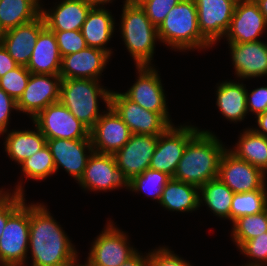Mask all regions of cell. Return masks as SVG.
Segmentation results:
<instances>
[{
  "label": "cell",
  "instance_id": "obj_4",
  "mask_svg": "<svg viewBox=\"0 0 267 266\" xmlns=\"http://www.w3.org/2000/svg\"><path fill=\"white\" fill-rule=\"evenodd\" d=\"M111 91L106 89L100 80L95 79H62L60 85V102L83 124L91 129L105 109L99 111V100L105 108L110 107ZM101 98V99H98Z\"/></svg>",
  "mask_w": 267,
  "mask_h": 266
},
{
  "label": "cell",
  "instance_id": "obj_21",
  "mask_svg": "<svg viewBox=\"0 0 267 266\" xmlns=\"http://www.w3.org/2000/svg\"><path fill=\"white\" fill-rule=\"evenodd\" d=\"M230 48L232 64L239 79L246 80L267 76V43L253 41L246 43H227Z\"/></svg>",
  "mask_w": 267,
  "mask_h": 266
},
{
  "label": "cell",
  "instance_id": "obj_28",
  "mask_svg": "<svg viewBox=\"0 0 267 266\" xmlns=\"http://www.w3.org/2000/svg\"><path fill=\"white\" fill-rule=\"evenodd\" d=\"M159 204L172 212H195L200 207L199 187L171 178L163 189Z\"/></svg>",
  "mask_w": 267,
  "mask_h": 266
},
{
  "label": "cell",
  "instance_id": "obj_35",
  "mask_svg": "<svg viewBox=\"0 0 267 266\" xmlns=\"http://www.w3.org/2000/svg\"><path fill=\"white\" fill-rule=\"evenodd\" d=\"M19 165L25 179L41 181L56 173L54 159L47 145Z\"/></svg>",
  "mask_w": 267,
  "mask_h": 266
},
{
  "label": "cell",
  "instance_id": "obj_16",
  "mask_svg": "<svg viewBox=\"0 0 267 266\" xmlns=\"http://www.w3.org/2000/svg\"><path fill=\"white\" fill-rule=\"evenodd\" d=\"M238 0H194L201 34L214 46L225 37Z\"/></svg>",
  "mask_w": 267,
  "mask_h": 266
},
{
  "label": "cell",
  "instance_id": "obj_45",
  "mask_svg": "<svg viewBox=\"0 0 267 266\" xmlns=\"http://www.w3.org/2000/svg\"><path fill=\"white\" fill-rule=\"evenodd\" d=\"M138 251L133 257L124 262L121 266H149V252L145 255Z\"/></svg>",
  "mask_w": 267,
  "mask_h": 266
},
{
  "label": "cell",
  "instance_id": "obj_1",
  "mask_svg": "<svg viewBox=\"0 0 267 266\" xmlns=\"http://www.w3.org/2000/svg\"><path fill=\"white\" fill-rule=\"evenodd\" d=\"M31 266H71L79 252L44 203L30 204Z\"/></svg>",
  "mask_w": 267,
  "mask_h": 266
},
{
  "label": "cell",
  "instance_id": "obj_3",
  "mask_svg": "<svg viewBox=\"0 0 267 266\" xmlns=\"http://www.w3.org/2000/svg\"><path fill=\"white\" fill-rule=\"evenodd\" d=\"M157 29L159 41L174 51H201L213 47L201 34L194 0H181Z\"/></svg>",
  "mask_w": 267,
  "mask_h": 266
},
{
  "label": "cell",
  "instance_id": "obj_13",
  "mask_svg": "<svg viewBox=\"0 0 267 266\" xmlns=\"http://www.w3.org/2000/svg\"><path fill=\"white\" fill-rule=\"evenodd\" d=\"M158 142V135L132 134L128 142L113 156L127 183L149 169Z\"/></svg>",
  "mask_w": 267,
  "mask_h": 266
},
{
  "label": "cell",
  "instance_id": "obj_46",
  "mask_svg": "<svg viewBox=\"0 0 267 266\" xmlns=\"http://www.w3.org/2000/svg\"><path fill=\"white\" fill-rule=\"evenodd\" d=\"M257 127H252V129L260 135L267 137V110L256 117Z\"/></svg>",
  "mask_w": 267,
  "mask_h": 266
},
{
  "label": "cell",
  "instance_id": "obj_7",
  "mask_svg": "<svg viewBox=\"0 0 267 266\" xmlns=\"http://www.w3.org/2000/svg\"><path fill=\"white\" fill-rule=\"evenodd\" d=\"M137 252L126 232L109 220L91 243L87 261L93 266H121Z\"/></svg>",
  "mask_w": 267,
  "mask_h": 266
},
{
  "label": "cell",
  "instance_id": "obj_18",
  "mask_svg": "<svg viewBox=\"0 0 267 266\" xmlns=\"http://www.w3.org/2000/svg\"><path fill=\"white\" fill-rule=\"evenodd\" d=\"M265 30L267 23L257 3L254 0H238L224 39L227 43L259 41Z\"/></svg>",
  "mask_w": 267,
  "mask_h": 266
},
{
  "label": "cell",
  "instance_id": "obj_33",
  "mask_svg": "<svg viewBox=\"0 0 267 266\" xmlns=\"http://www.w3.org/2000/svg\"><path fill=\"white\" fill-rule=\"evenodd\" d=\"M232 226L231 238L239 249L246 241L267 232V209L259 214L242 216Z\"/></svg>",
  "mask_w": 267,
  "mask_h": 266
},
{
  "label": "cell",
  "instance_id": "obj_39",
  "mask_svg": "<svg viewBox=\"0 0 267 266\" xmlns=\"http://www.w3.org/2000/svg\"><path fill=\"white\" fill-rule=\"evenodd\" d=\"M181 0H144L140 7L145 11L146 16L157 28L165 20L168 12Z\"/></svg>",
  "mask_w": 267,
  "mask_h": 266
},
{
  "label": "cell",
  "instance_id": "obj_11",
  "mask_svg": "<svg viewBox=\"0 0 267 266\" xmlns=\"http://www.w3.org/2000/svg\"><path fill=\"white\" fill-rule=\"evenodd\" d=\"M110 107L128 125L132 134L160 135L171 125L160 113L142 108L121 92L111 91Z\"/></svg>",
  "mask_w": 267,
  "mask_h": 266
},
{
  "label": "cell",
  "instance_id": "obj_8",
  "mask_svg": "<svg viewBox=\"0 0 267 266\" xmlns=\"http://www.w3.org/2000/svg\"><path fill=\"white\" fill-rule=\"evenodd\" d=\"M200 130L192 124L170 125L158 135V142L149 168L166 173L173 178L187 143Z\"/></svg>",
  "mask_w": 267,
  "mask_h": 266
},
{
  "label": "cell",
  "instance_id": "obj_17",
  "mask_svg": "<svg viewBox=\"0 0 267 266\" xmlns=\"http://www.w3.org/2000/svg\"><path fill=\"white\" fill-rule=\"evenodd\" d=\"M47 146L54 159L56 173L59 168H62L78 182L84 174L90 155L94 151L91 138L47 139Z\"/></svg>",
  "mask_w": 267,
  "mask_h": 266
},
{
  "label": "cell",
  "instance_id": "obj_43",
  "mask_svg": "<svg viewBox=\"0 0 267 266\" xmlns=\"http://www.w3.org/2000/svg\"><path fill=\"white\" fill-rule=\"evenodd\" d=\"M17 110V102L0 88V135L8 131L11 111Z\"/></svg>",
  "mask_w": 267,
  "mask_h": 266
},
{
  "label": "cell",
  "instance_id": "obj_15",
  "mask_svg": "<svg viewBox=\"0 0 267 266\" xmlns=\"http://www.w3.org/2000/svg\"><path fill=\"white\" fill-rule=\"evenodd\" d=\"M218 178L234 193L260 190L267 183L260 168L237 158L228 148L221 157Z\"/></svg>",
  "mask_w": 267,
  "mask_h": 266
},
{
  "label": "cell",
  "instance_id": "obj_34",
  "mask_svg": "<svg viewBox=\"0 0 267 266\" xmlns=\"http://www.w3.org/2000/svg\"><path fill=\"white\" fill-rule=\"evenodd\" d=\"M171 179L166 173L146 169L142 174L136 175L127 183L128 191L140 193L141 191L146 193L147 197L160 202L163 189L167 182Z\"/></svg>",
  "mask_w": 267,
  "mask_h": 266
},
{
  "label": "cell",
  "instance_id": "obj_41",
  "mask_svg": "<svg viewBox=\"0 0 267 266\" xmlns=\"http://www.w3.org/2000/svg\"><path fill=\"white\" fill-rule=\"evenodd\" d=\"M149 266H192L168 246L157 247L149 252Z\"/></svg>",
  "mask_w": 267,
  "mask_h": 266
},
{
  "label": "cell",
  "instance_id": "obj_44",
  "mask_svg": "<svg viewBox=\"0 0 267 266\" xmlns=\"http://www.w3.org/2000/svg\"><path fill=\"white\" fill-rule=\"evenodd\" d=\"M18 66L19 65L0 43V77H3L8 71H11Z\"/></svg>",
  "mask_w": 267,
  "mask_h": 266
},
{
  "label": "cell",
  "instance_id": "obj_25",
  "mask_svg": "<svg viewBox=\"0 0 267 266\" xmlns=\"http://www.w3.org/2000/svg\"><path fill=\"white\" fill-rule=\"evenodd\" d=\"M61 59L54 32L45 27L39 33L26 68L35 74H59Z\"/></svg>",
  "mask_w": 267,
  "mask_h": 266
},
{
  "label": "cell",
  "instance_id": "obj_9",
  "mask_svg": "<svg viewBox=\"0 0 267 266\" xmlns=\"http://www.w3.org/2000/svg\"><path fill=\"white\" fill-rule=\"evenodd\" d=\"M136 69L138 77L135 83L122 93L142 108L160 113L171 125H174L168 112V102L166 103L167 98L159 71L154 66H136Z\"/></svg>",
  "mask_w": 267,
  "mask_h": 266
},
{
  "label": "cell",
  "instance_id": "obj_29",
  "mask_svg": "<svg viewBox=\"0 0 267 266\" xmlns=\"http://www.w3.org/2000/svg\"><path fill=\"white\" fill-rule=\"evenodd\" d=\"M236 146L228 150L237 158L267 171V137L257 134L252 128L243 129Z\"/></svg>",
  "mask_w": 267,
  "mask_h": 266
},
{
  "label": "cell",
  "instance_id": "obj_54",
  "mask_svg": "<svg viewBox=\"0 0 267 266\" xmlns=\"http://www.w3.org/2000/svg\"><path fill=\"white\" fill-rule=\"evenodd\" d=\"M2 35H3V32H2V30L0 29V42H1Z\"/></svg>",
  "mask_w": 267,
  "mask_h": 266
},
{
  "label": "cell",
  "instance_id": "obj_5",
  "mask_svg": "<svg viewBox=\"0 0 267 266\" xmlns=\"http://www.w3.org/2000/svg\"><path fill=\"white\" fill-rule=\"evenodd\" d=\"M122 9L119 29L124 45L136 66H153L154 50L159 42L157 27L140 5L126 3Z\"/></svg>",
  "mask_w": 267,
  "mask_h": 266
},
{
  "label": "cell",
  "instance_id": "obj_14",
  "mask_svg": "<svg viewBox=\"0 0 267 266\" xmlns=\"http://www.w3.org/2000/svg\"><path fill=\"white\" fill-rule=\"evenodd\" d=\"M85 191H113L126 188L127 181L122 177L113 154L93 151L90 155L83 176L77 182Z\"/></svg>",
  "mask_w": 267,
  "mask_h": 266
},
{
  "label": "cell",
  "instance_id": "obj_6",
  "mask_svg": "<svg viewBox=\"0 0 267 266\" xmlns=\"http://www.w3.org/2000/svg\"><path fill=\"white\" fill-rule=\"evenodd\" d=\"M25 200L9 217L0 239V264H28L30 204Z\"/></svg>",
  "mask_w": 267,
  "mask_h": 266
},
{
  "label": "cell",
  "instance_id": "obj_10",
  "mask_svg": "<svg viewBox=\"0 0 267 266\" xmlns=\"http://www.w3.org/2000/svg\"><path fill=\"white\" fill-rule=\"evenodd\" d=\"M46 139H87L90 129L79 121L60 101L48 105L33 119Z\"/></svg>",
  "mask_w": 267,
  "mask_h": 266
},
{
  "label": "cell",
  "instance_id": "obj_22",
  "mask_svg": "<svg viewBox=\"0 0 267 266\" xmlns=\"http://www.w3.org/2000/svg\"><path fill=\"white\" fill-rule=\"evenodd\" d=\"M45 27L44 19L40 15L33 21L3 32L0 43L18 65L27 66L39 33Z\"/></svg>",
  "mask_w": 267,
  "mask_h": 266
},
{
  "label": "cell",
  "instance_id": "obj_48",
  "mask_svg": "<svg viewBox=\"0 0 267 266\" xmlns=\"http://www.w3.org/2000/svg\"><path fill=\"white\" fill-rule=\"evenodd\" d=\"M258 7L260 12L264 15L266 23H267V0H254Z\"/></svg>",
  "mask_w": 267,
  "mask_h": 266
},
{
  "label": "cell",
  "instance_id": "obj_42",
  "mask_svg": "<svg viewBox=\"0 0 267 266\" xmlns=\"http://www.w3.org/2000/svg\"><path fill=\"white\" fill-rule=\"evenodd\" d=\"M246 102L248 113L251 112L257 116L265 112L267 110V86H260L252 91L247 89Z\"/></svg>",
  "mask_w": 267,
  "mask_h": 266
},
{
  "label": "cell",
  "instance_id": "obj_52",
  "mask_svg": "<svg viewBox=\"0 0 267 266\" xmlns=\"http://www.w3.org/2000/svg\"><path fill=\"white\" fill-rule=\"evenodd\" d=\"M0 192H11L9 189H7L6 191H5V188H1L0 189Z\"/></svg>",
  "mask_w": 267,
  "mask_h": 266
},
{
  "label": "cell",
  "instance_id": "obj_47",
  "mask_svg": "<svg viewBox=\"0 0 267 266\" xmlns=\"http://www.w3.org/2000/svg\"><path fill=\"white\" fill-rule=\"evenodd\" d=\"M88 4H90L92 7H101L104 8V6L108 3H112L114 0H85ZM127 1L124 0L123 4H126Z\"/></svg>",
  "mask_w": 267,
  "mask_h": 266
},
{
  "label": "cell",
  "instance_id": "obj_26",
  "mask_svg": "<svg viewBox=\"0 0 267 266\" xmlns=\"http://www.w3.org/2000/svg\"><path fill=\"white\" fill-rule=\"evenodd\" d=\"M246 85L243 82L222 81L216 86V105L220 113L230 122H241L248 115Z\"/></svg>",
  "mask_w": 267,
  "mask_h": 266
},
{
  "label": "cell",
  "instance_id": "obj_24",
  "mask_svg": "<svg viewBox=\"0 0 267 266\" xmlns=\"http://www.w3.org/2000/svg\"><path fill=\"white\" fill-rule=\"evenodd\" d=\"M113 17L109 9L105 7H92L90 9L81 29L87 47L101 49L112 56L113 49L106 45H108L116 29V20Z\"/></svg>",
  "mask_w": 267,
  "mask_h": 266
},
{
  "label": "cell",
  "instance_id": "obj_40",
  "mask_svg": "<svg viewBox=\"0 0 267 266\" xmlns=\"http://www.w3.org/2000/svg\"><path fill=\"white\" fill-rule=\"evenodd\" d=\"M22 182L16 184L12 193L0 204V237L7 223L8 217L26 200ZM1 239V238H0Z\"/></svg>",
  "mask_w": 267,
  "mask_h": 266
},
{
  "label": "cell",
  "instance_id": "obj_20",
  "mask_svg": "<svg viewBox=\"0 0 267 266\" xmlns=\"http://www.w3.org/2000/svg\"><path fill=\"white\" fill-rule=\"evenodd\" d=\"M110 58L111 56L101 49L86 47L76 53L62 57L59 75L62 79L101 80L102 72Z\"/></svg>",
  "mask_w": 267,
  "mask_h": 266
},
{
  "label": "cell",
  "instance_id": "obj_27",
  "mask_svg": "<svg viewBox=\"0 0 267 266\" xmlns=\"http://www.w3.org/2000/svg\"><path fill=\"white\" fill-rule=\"evenodd\" d=\"M5 136L4 148L6 155L17 165L47 145L46 137L35 126V130H9Z\"/></svg>",
  "mask_w": 267,
  "mask_h": 266
},
{
  "label": "cell",
  "instance_id": "obj_51",
  "mask_svg": "<svg viewBox=\"0 0 267 266\" xmlns=\"http://www.w3.org/2000/svg\"><path fill=\"white\" fill-rule=\"evenodd\" d=\"M128 4L130 5H139L141 4L144 0H126Z\"/></svg>",
  "mask_w": 267,
  "mask_h": 266
},
{
  "label": "cell",
  "instance_id": "obj_23",
  "mask_svg": "<svg viewBox=\"0 0 267 266\" xmlns=\"http://www.w3.org/2000/svg\"><path fill=\"white\" fill-rule=\"evenodd\" d=\"M57 3L48 10L41 5L45 26L51 31L81 30L92 6L85 0H61Z\"/></svg>",
  "mask_w": 267,
  "mask_h": 266
},
{
  "label": "cell",
  "instance_id": "obj_37",
  "mask_svg": "<svg viewBox=\"0 0 267 266\" xmlns=\"http://www.w3.org/2000/svg\"><path fill=\"white\" fill-rule=\"evenodd\" d=\"M238 250L250 259L244 266H267V232L246 241Z\"/></svg>",
  "mask_w": 267,
  "mask_h": 266
},
{
  "label": "cell",
  "instance_id": "obj_38",
  "mask_svg": "<svg viewBox=\"0 0 267 266\" xmlns=\"http://www.w3.org/2000/svg\"><path fill=\"white\" fill-rule=\"evenodd\" d=\"M53 32L58 44V49L61 57L76 53L87 47L81 30Z\"/></svg>",
  "mask_w": 267,
  "mask_h": 266
},
{
  "label": "cell",
  "instance_id": "obj_50",
  "mask_svg": "<svg viewBox=\"0 0 267 266\" xmlns=\"http://www.w3.org/2000/svg\"><path fill=\"white\" fill-rule=\"evenodd\" d=\"M11 194V192H0V204Z\"/></svg>",
  "mask_w": 267,
  "mask_h": 266
},
{
  "label": "cell",
  "instance_id": "obj_32",
  "mask_svg": "<svg viewBox=\"0 0 267 266\" xmlns=\"http://www.w3.org/2000/svg\"><path fill=\"white\" fill-rule=\"evenodd\" d=\"M267 209V185L260 190L234 193L230 210V221L246 216L259 214Z\"/></svg>",
  "mask_w": 267,
  "mask_h": 266
},
{
  "label": "cell",
  "instance_id": "obj_31",
  "mask_svg": "<svg viewBox=\"0 0 267 266\" xmlns=\"http://www.w3.org/2000/svg\"><path fill=\"white\" fill-rule=\"evenodd\" d=\"M233 196L234 192L219 178L209 180L199 187V206L205 204L214 216L230 220Z\"/></svg>",
  "mask_w": 267,
  "mask_h": 266
},
{
  "label": "cell",
  "instance_id": "obj_12",
  "mask_svg": "<svg viewBox=\"0 0 267 266\" xmlns=\"http://www.w3.org/2000/svg\"><path fill=\"white\" fill-rule=\"evenodd\" d=\"M61 76L59 74L31 73L28 84L17 101L18 112L32 120L48 105L59 102Z\"/></svg>",
  "mask_w": 267,
  "mask_h": 266
},
{
  "label": "cell",
  "instance_id": "obj_2",
  "mask_svg": "<svg viewBox=\"0 0 267 266\" xmlns=\"http://www.w3.org/2000/svg\"><path fill=\"white\" fill-rule=\"evenodd\" d=\"M227 148L214 132L201 129L187 143L173 178L197 187L218 178L220 160Z\"/></svg>",
  "mask_w": 267,
  "mask_h": 266
},
{
  "label": "cell",
  "instance_id": "obj_19",
  "mask_svg": "<svg viewBox=\"0 0 267 266\" xmlns=\"http://www.w3.org/2000/svg\"><path fill=\"white\" fill-rule=\"evenodd\" d=\"M128 125L111 108H107L90 129L93 150L98 153L114 154L130 139Z\"/></svg>",
  "mask_w": 267,
  "mask_h": 266
},
{
  "label": "cell",
  "instance_id": "obj_49",
  "mask_svg": "<svg viewBox=\"0 0 267 266\" xmlns=\"http://www.w3.org/2000/svg\"><path fill=\"white\" fill-rule=\"evenodd\" d=\"M78 257L73 261V263L71 264V266H93L91 265L87 260L84 262V264L79 263L78 262Z\"/></svg>",
  "mask_w": 267,
  "mask_h": 266
},
{
  "label": "cell",
  "instance_id": "obj_36",
  "mask_svg": "<svg viewBox=\"0 0 267 266\" xmlns=\"http://www.w3.org/2000/svg\"><path fill=\"white\" fill-rule=\"evenodd\" d=\"M30 75L26 66L19 65L0 77V88L17 102L28 84Z\"/></svg>",
  "mask_w": 267,
  "mask_h": 266
},
{
  "label": "cell",
  "instance_id": "obj_30",
  "mask_svg": "<svg viewBox=\"0 0 267 266\" xmlns=\"http://www.w3.org/2000/svg\"><path fill=\"white\" fill-rule=\"evenodd\" d=\"M42 0H0L2 32L28 23L41 15Z\"/></svg>",
  "mask_w": 267,
  "mask_h": 266
},
{
  "label": "cell",
  "instance_id": "obj_53",
  "mask_svg": "<svg viewBox=\"0 0 267 266\" xmlns=\"http://www.w3.org/2000/svg\"><path fill=\"white\" fill-rule=\"evenodd\" d=\"M1 266H26V265H1Z\"/></svg>",
  "mask_w": 267,
  "mask_h": 266
}]
</instances>
